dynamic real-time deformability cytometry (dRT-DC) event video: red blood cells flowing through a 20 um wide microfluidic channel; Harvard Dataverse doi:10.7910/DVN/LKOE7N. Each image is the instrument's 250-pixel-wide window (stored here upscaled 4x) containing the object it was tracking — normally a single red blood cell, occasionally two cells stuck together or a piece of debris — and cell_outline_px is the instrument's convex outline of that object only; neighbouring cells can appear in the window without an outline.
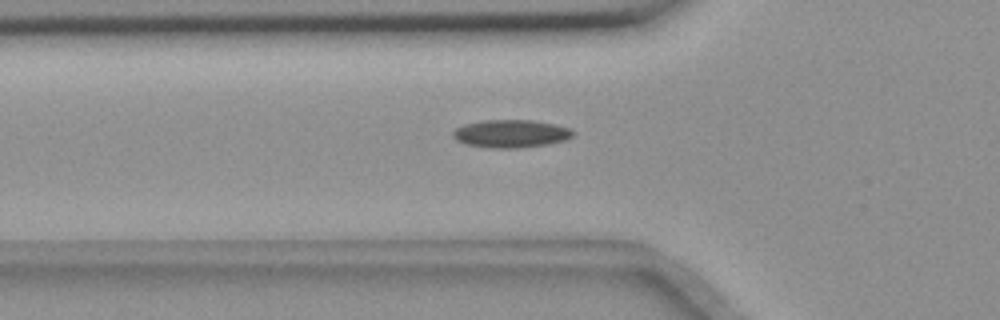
{"species": "common noctule bat (a hibernating species)", "species_latin": "Nyctalus noctula", "temperature_condition": "room temperature", "stored_images_in_passage": 41, "camera_frame_rate_fps": 3000, "um_per_image_px": 0.085, "animal": {"sex": "female", "body_mass_g": 18.4}, "frame": {"image": 1, "passage_image": 4, "time_ms": 1.0, "image_size_px": [1000, 320], "cell_outline_px": [[576, 132], [568, 140], [548, 144], [520, 148], [488, 148], [464, 144], [456, 140], [452, 136], [452, 132], [456, 128], [464, 124], [480, 120], [532, 120], [552, 124], [568, 128]], "centroid_in_image_um": [43.4, 11.37], "position_along_channel_um": 82.4, "area_um2": 19.71}}
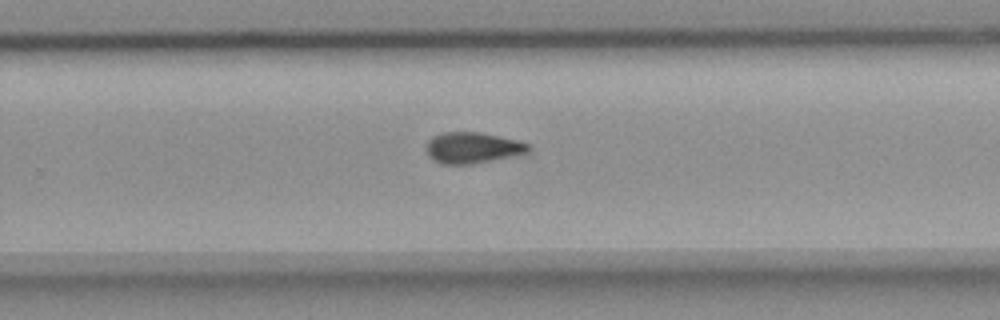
{"frame": {"image": 2, "passage_image": 21, "time_ms": 6.667, "image_size_px": [1000, 320], "cell_outline_px": [[532, 148], [528, 152], [492, 160], [472, 164], [444, 164], [432, 160], [428, 156], [428, 140], [432, 136], [440, 132], [480, 132], [520, 140], [532, 144]], "centroid_in_image_um": [40.2, 12.54], "position_along_channel_um": 289.6, "area_um2": 18.61}}
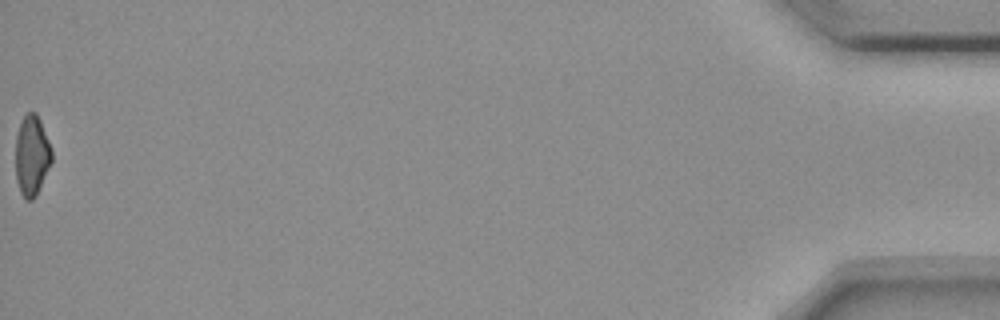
{"frame": {"image": 3, "passage_image": 41, "time_ms": 13.333, "image_size_px": [1000, 320], "cell_outline_px": [[52, 160], [36, 196], [32, 200], [24, 200], [20, 192], [16, 180], [16, 136], [20, 124], [24, 116], [28, 112], [36, 112], [40, 120], [52, 148]], "centroid_in_image_um": [2.7, 13.23], "position_along_channel_um": 432.5, "area_um2": 16.94}, "authors_computed_cell_mechanics": {"area_um2": 18.3804, "velocity_mm_per_s": 3.661, "shape_relaxation_time_tau1_ms": null, "shape_relaxation_time_tau2_ms": 8.7702, "deformation_change_tau1": null, "deformation_change_tau2": 0.1557}}